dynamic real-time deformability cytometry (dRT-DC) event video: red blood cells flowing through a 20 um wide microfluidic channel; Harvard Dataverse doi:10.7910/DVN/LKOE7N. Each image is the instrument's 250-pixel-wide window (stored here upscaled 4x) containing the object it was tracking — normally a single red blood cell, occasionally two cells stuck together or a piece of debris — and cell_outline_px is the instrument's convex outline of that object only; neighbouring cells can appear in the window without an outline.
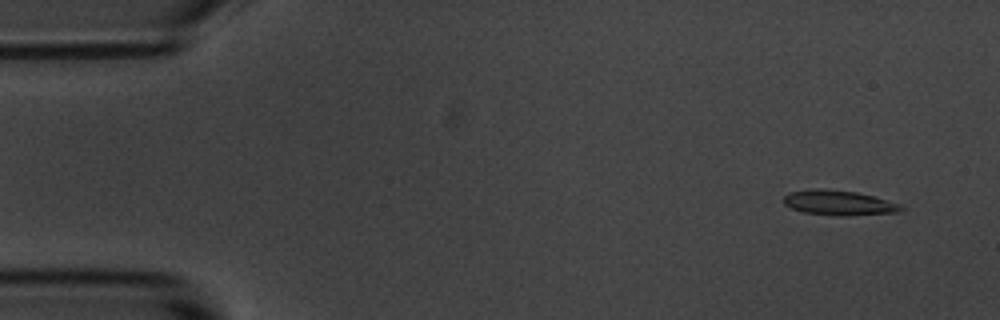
{"species": "common noctule bat (a hibernating species)", "species_latin": "Nyctalus noctula", "temperature_condition": "room temperature", "stored_images_in_passage": 5, "camera_frame_rate_fps": 3000, "um_per_image_px": 0.085, "animal": {"sex": "male", "body_mass_g": 20.1, "forearm_length_mm": 53.5}, "frame": {"image": 1, "passage_image": 2, "time_ms": 1.0, "image_size_px": [1000, 320], "cell_outline_px": [[904, 208], [900, 212], [844, 216], [832, 216], [804, 212], [792, 208], [784, 204], [784, 196], [788, 192], [816, 188], [856, 192], [872, 196], [900, 204]], "centroid_in_image_um": [71.28, 17.25], "position_along_channel_um": 13.7, "area_um2": 16.99}}
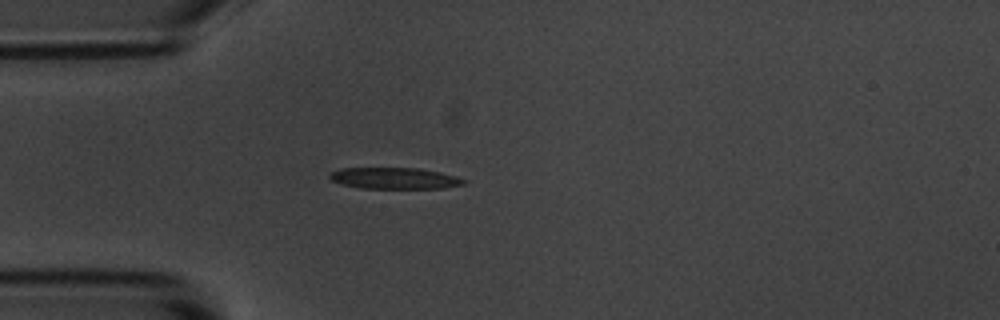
{"frame": {"image": 2, "passage_image": 5, "time_ms": 4.667, "image_size_px": [1000, 320], "cell_outline_px": [[468, 180], [464, 184], [444, 188], [360, 188], [340, 184], [332, 180], [328, 176], [332, 172], [340, 168], [416, 168], [440, 172], [456, 176]], "centroid_in_image_um": [33.54, 15.15], "position_along_channel_um": 51.5, "area_um2": 16.65}}